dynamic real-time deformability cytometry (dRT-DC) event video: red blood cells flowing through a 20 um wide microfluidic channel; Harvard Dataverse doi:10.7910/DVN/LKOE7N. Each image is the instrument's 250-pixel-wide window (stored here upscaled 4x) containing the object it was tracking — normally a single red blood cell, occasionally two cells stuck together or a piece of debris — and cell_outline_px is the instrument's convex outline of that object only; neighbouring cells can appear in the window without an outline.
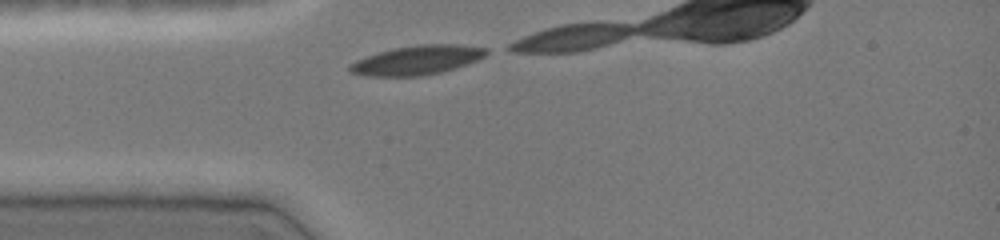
{"species": "common noctule bat (a hibernating species)", "species_latin": "Nyctalus noctula", "temperature_condition": "cold", "stored_images_in_passage": 5, "camera_frame_rate_fps": 3000, "um_per_image_px": 0.085, "animal": {"sex": "female", "body_mass_g": 19.0, "forearm_length_mm": 51.5}, "frame": {"image": 1, "passage_image": 1, "time_ms": 0.0, "image_size_px": [1000, 240], "cell_outline_px": [[488, 52], [484, 56], [476, 60], [456, 68], [424, 76], [360, 76], [348, 72], [348, 68], [356, 60], [380, 52], [396, 48], [420, 44], [456, 44], [488, 48]], "centroid_in_image_um": [35.44, 5.12], "position_along_channel_um": 49.6, "area_um2": 23.12}}